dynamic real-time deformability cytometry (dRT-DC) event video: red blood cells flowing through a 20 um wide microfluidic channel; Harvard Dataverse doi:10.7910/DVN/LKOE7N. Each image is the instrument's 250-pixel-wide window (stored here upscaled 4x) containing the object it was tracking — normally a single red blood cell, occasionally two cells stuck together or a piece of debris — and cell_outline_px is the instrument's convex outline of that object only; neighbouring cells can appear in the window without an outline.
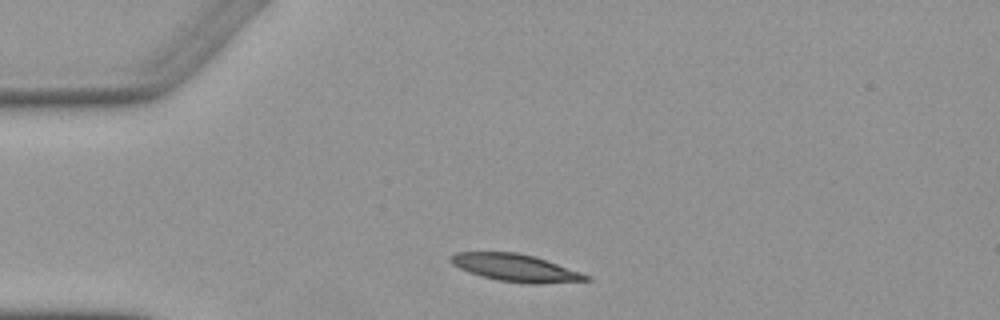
{"species": "Egyptian fruit bat (a non-hibernating species)", "species_latin": "Rousettus aegyptiacus", "temperature_condition": "warm", "stored_images_in_passage": 1, "camera_frame_rate_fps": 3000, "um_per_image_px": 0.085, "animal": {"sex": "female"}, "frame": {"image": 1, "passage_image": 1, "time_ms": 0.0, "image_size_px": [1000, 320], "cell_outline_px": [[592, 280], [536, 284], [528, 284], [496, 280], [468, 272], [452, 264], [448, 260], [448, 256], [456, 252], [516, 252], [532, 256], [592, 276]], "centroid_in_image_um": [43.78, 22.77], "position_along_channel_um": 41.2, "area_um2": 21.5}}